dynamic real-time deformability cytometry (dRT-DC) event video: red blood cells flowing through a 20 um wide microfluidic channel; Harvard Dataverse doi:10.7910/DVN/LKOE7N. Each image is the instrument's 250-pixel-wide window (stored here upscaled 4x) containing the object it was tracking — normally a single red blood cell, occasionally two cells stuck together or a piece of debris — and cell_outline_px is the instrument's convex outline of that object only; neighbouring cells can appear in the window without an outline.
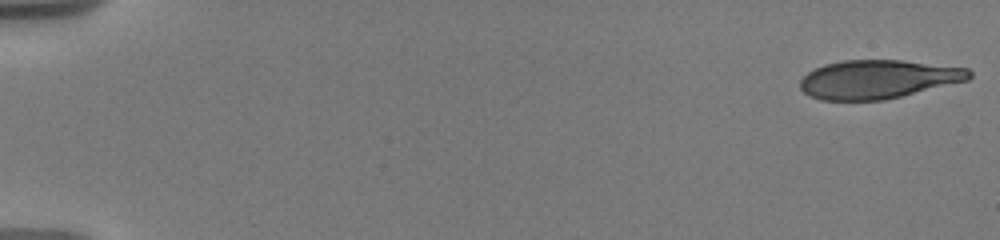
{"species": "human", "species_latin": "Homo sapiens", "temperature_condition": "warm", "stored_images_in_passage": 22, "camera_frame_rate_fps": 3000, "um_per_image_px": 0.085, "donor": {"sex": "male"}, "frame": {"image": 1, "passage_image": 1, "time_ms": 0.0, "image_size_px": [1000, 240], "cell_outline_px": [[972, 76], [968, 80], [884, 100], [820, 100], [808, 96], [800, 88], [800, 80], [808, 72], [824, 64], [844, 60], [900, 60], [968, 68], [972, 72]], "centroid_in_image_um": [74.61, 6.74], "position_along_channel_um": 10.4, "area_um2": 37.97}}
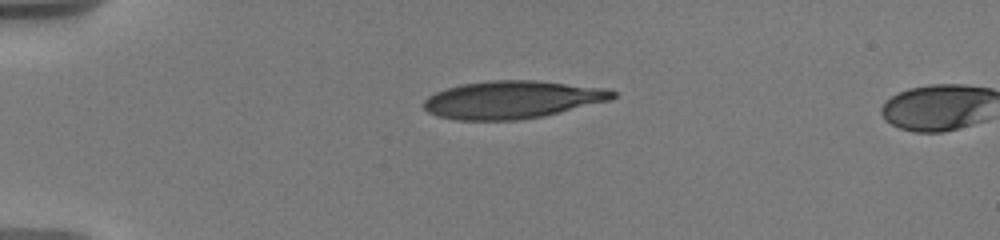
{"frame": {"image": 2, "passage_image": 19, "time_ms": 4.333, "image_size_px": [1000, 240], "cell_outline_px": [[616, 96], [612, 100], [544, 116], [520, 120], [456, 120], [436, 116], [428, 112], [424, 108], [424, 100], [428, 96], [436, 92], [460, 84], [488, 80], [540, 80], [612, 88], [616, 92]], "centroid_in_image_um": [43.6, 8.46], "position_along_channel_um": 41.4, "area_um2": 42.19}}